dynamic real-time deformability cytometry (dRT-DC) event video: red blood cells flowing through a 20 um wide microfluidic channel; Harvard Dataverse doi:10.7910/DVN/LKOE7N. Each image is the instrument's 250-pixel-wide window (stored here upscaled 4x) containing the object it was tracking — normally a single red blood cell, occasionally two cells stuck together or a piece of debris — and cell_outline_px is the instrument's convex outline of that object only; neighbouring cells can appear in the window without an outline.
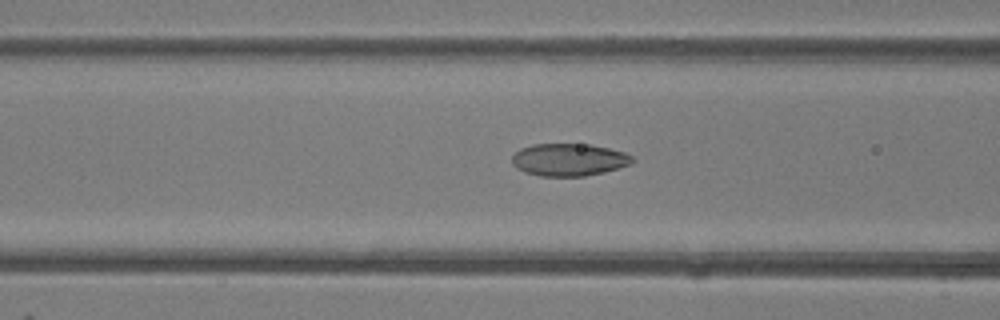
{"species": "common noctule bat (a hibernating species)", "species_latin": "Nyctalus noctula", "temperature_condition": "room temperature", "stored_images_in_passage": 48, "camera_frame_rate_fps": 3000, "um_per_image_px": 0.085, "animal": {"sex": "female"}, "frame": {"image": 1, "passage_image": 19, "time_ms": 6.0, "image_size_px": [1000, 320], "cell_outline_px": [[636, 160], [632, 164], [604, 172], [584, 176], [540, 176], [524, 172], [516, 168], [512, 164], [512, 156], [520, 148], [532, 144], [592, 144], [624, 152], [632, 156]], "centroid_in_image_um": [48.36, 13.57], "position_along_channel_um": 118.2, "area_um2": 22.95}}
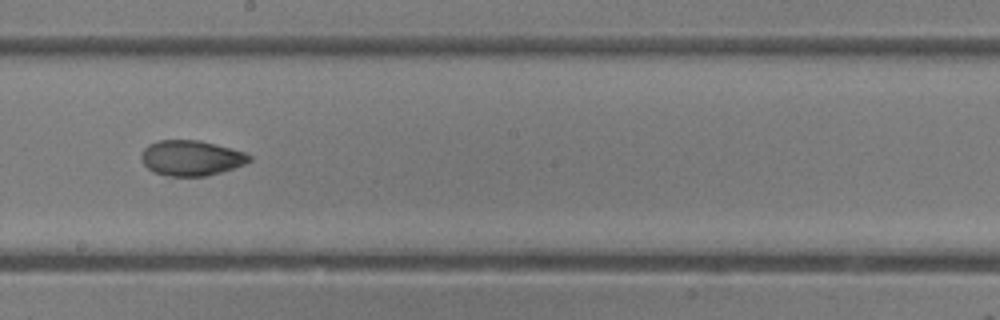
{"frame": {"image": 2, "passage_image": 27, "time_ms": 8.667, "image_size_px": [1000, 320], "cell_outline_px": [[252, 160], [244, 164], [208, 176], [168, 176], [152, 172], [140, 160], [140, 156], [144, 148], [148, 144], [160, 140], [200, 140], [232, 148], [244, 152], [252, 156]], "centroid_in_image_um": [16.23, 13.42], "position_along_channel_um": 232.0, "area_um2": 22.37}}
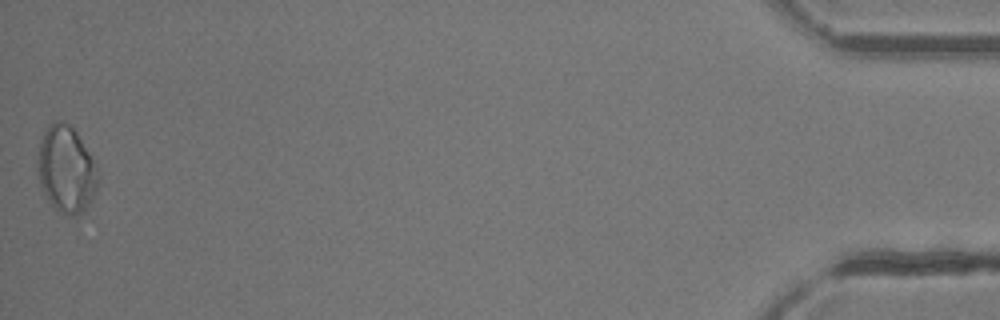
{"frame": {"image": 3, "passage_image": 48, "time_ms": 15.667, "image_size_px": [1000, 320], "cell_outline_px": [[100, 176], [96, 188], [88, 204], [76, 216], [68, 216], [56, 208], [48, 200], [44, 192], [40, 180], [40, 140], [48, 124], [56, 120], [60, 120], [68, 124], [76, 132], [88, 152]], "centroid_in_image_um": [5.65, 14.38], "position_along_channel_um": 429.6, "area_um2": 29.36}, "authors_computed_cell_mechanics": {"area_um2": 23.2067, "velocity_mm_per_s": 4.2603, "shape_relaxation_time_tau1_ms": 8.3904, "shape_relaxation_time_tau2_ms": 1.3526, "deformation_change_tau1": 0.2124, "deformation_change_tau2": 0.0557}}